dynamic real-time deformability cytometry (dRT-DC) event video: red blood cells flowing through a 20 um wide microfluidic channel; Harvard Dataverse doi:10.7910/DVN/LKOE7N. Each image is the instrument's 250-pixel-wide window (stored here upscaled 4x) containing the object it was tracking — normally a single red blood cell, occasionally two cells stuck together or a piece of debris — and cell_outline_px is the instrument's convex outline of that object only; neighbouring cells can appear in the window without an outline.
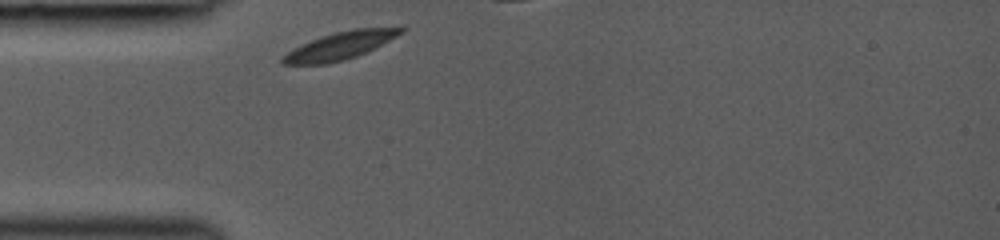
{"species": "common noctule bat (a hibernating species)", "species_latin": "Nyctalus noctula", "temperature_condition": "room temperature", "stored_images_in_passage": 7, "camera_frame_rate_fps": 3000, "um_per_image_px": 0.085, "animal": {"sex": "female", "body_mass_g": 19.0, "forearm_length_mm": 53.3}, "frame": {"image": 1, "passage_image": 1, "time_ms": 0.0, "image_size_px": [1000, 240], "cell_outline_px": [[408, 28], [404, 32], [356, 56], [344, 60], [328, 64], [280, 64], [280, 56], [320, 36], [352, 28], [404, 24]], "centroid_in_image_um": [29.02, 3.83], "position_along_channel_um": 56.0, "area_um2": 19.31}}
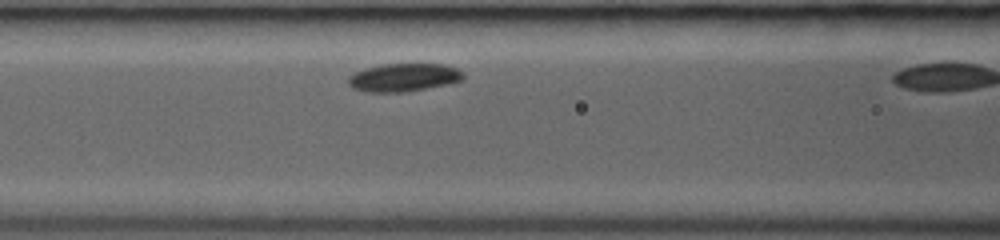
{"frame": {"image": 2, "passage_image": 5, "time_ms": 2.0, "image_size_px": [1000, 240], "cell_outline_px": [[464, 80], [448, 84], [404, 92], [368, 92], [352, 88], [348, 84], [348, 76], [364, 68], [384, 64], [444, 64], [456, 68], [464, 72]], "centroid_in_image_um": [34.32, 6.58], "position_along_channel_um": 132.3, "area_um2": 18.9}}